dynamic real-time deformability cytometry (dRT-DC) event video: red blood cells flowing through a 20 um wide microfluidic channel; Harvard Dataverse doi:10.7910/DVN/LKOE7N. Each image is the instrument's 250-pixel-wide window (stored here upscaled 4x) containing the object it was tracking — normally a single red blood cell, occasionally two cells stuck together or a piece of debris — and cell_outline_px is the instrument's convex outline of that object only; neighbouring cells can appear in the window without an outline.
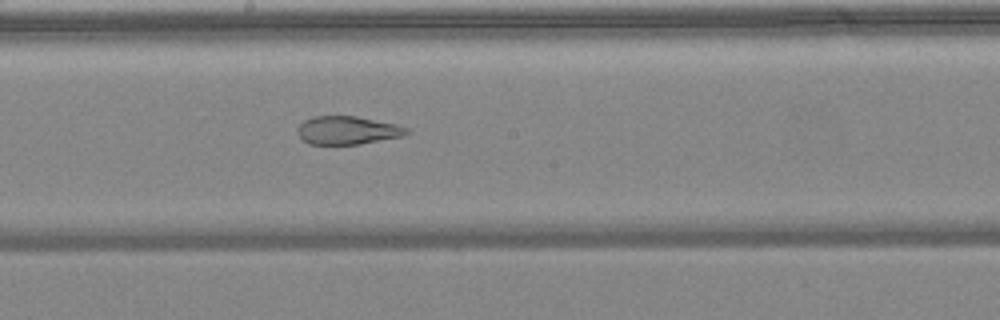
{"species": "common noctule bat (a hibernating species)", "species_latin": "Nyctalus noctula", "temperature_condition": "warm", "stored_images_in_passage": 48, "camera_frame_rate_fps": 3000, "um_per_image_px": 0.085, "animal": {"sex": "female", "body_mass_g": 24.6, "forearm_length_mm": 56.2}, "frame": {"image": 1, "passage_image": 25, "time_ms": 8.0, "image_size_px": [1000, 320], "cell_outline_px": [[412, 132], [404, 136], [360, 144], [308, 144], [296, 132], [296, 128], [304, 120], [312, 116], [356, 116], [396, 124], [408, 128]], "centroid_in_image_um": [29.55, 11.07], "position_along_channel_um": 218.7, "area_um2": 18.09}}
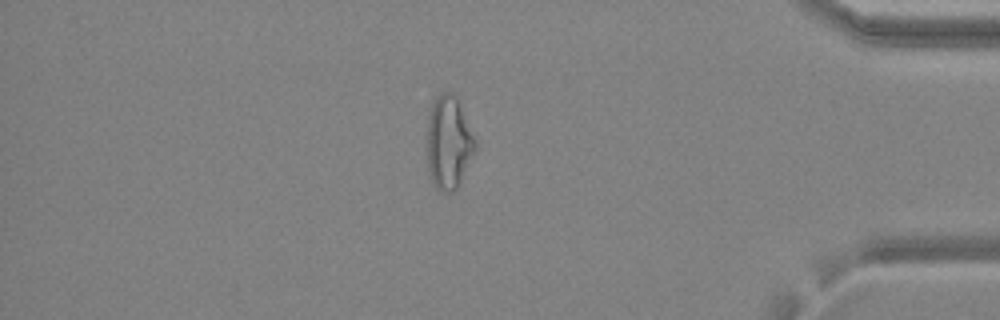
{"frame": {"image": 2, "passage_image": 41, "time_ms": 13.333, "image_size_px": [1000, 320], "cell_outline_px": [[476, 152], [460, 184], [452, 192], [444, 192], [436, 188], [428, 172], [428, 116], [432, 104], [436, 96], [440, 92], [452, 92], [460, 100], [476, 140]], "centroid_in_image_um": [38.17, 12.09], "position_along_channel_um": 397.0, "area_um2": 26.59}}
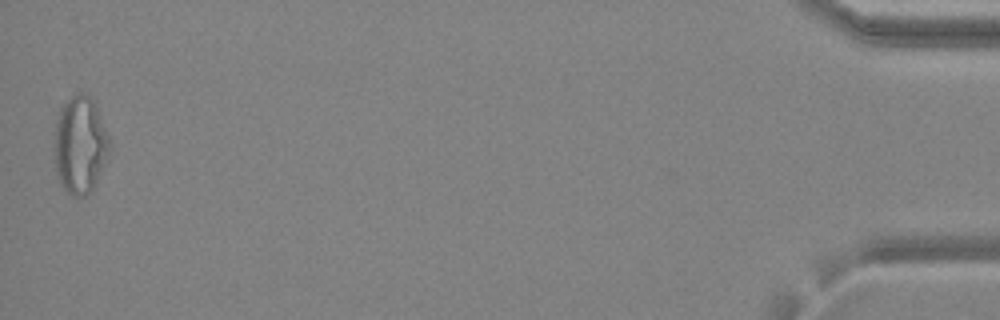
{"frame": {"image": 3, "passage_image": 48, "time_ms": 15.667, "image_size_px": [1000, 320], "cell_outline_px": [[108, 152], [96, 180], [88, 196], [72, 196], [60, 184], [56, 176], [56, 120], [60, 104], [76, 92], [84, 92], [92, 96], [108, 136]], "centroid_in_image_um": [6.78, 12.26], "position_along_channel_um": 428.4, "area_um2": 30.87}, "authors_computed_cell_mechanics": {"area_um2": 25.6054, "velocity_mm_per_s": 4.0315, "shape_relaxation_time_tau1_ms": null, "shape_relaxation_time_tau2_ms": 1.7497, "deformation_change_tau1": null, "deformation_change_tau2": 0.0951}}